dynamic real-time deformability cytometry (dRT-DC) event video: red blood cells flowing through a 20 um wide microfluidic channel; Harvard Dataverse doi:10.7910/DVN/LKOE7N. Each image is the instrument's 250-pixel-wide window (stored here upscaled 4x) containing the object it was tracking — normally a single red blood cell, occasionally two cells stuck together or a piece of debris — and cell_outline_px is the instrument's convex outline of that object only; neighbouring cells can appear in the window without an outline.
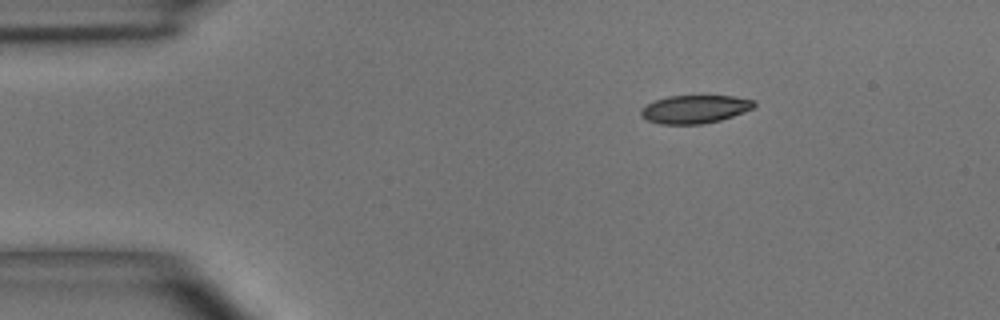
{"species": "common noctule bat (a hibernating species)", "species_latin": "Nyctalus noctula", "temperature_condition": "room temperature", "stored_images_in_passage": 2, "camera_frame_rate_fps": 3000, "um_per_image_px": 0.085, "animal": {"sex": "male", "body_mass_g": 15.6}, "frame": {"image": 1, "passage_image": 1, "time_ms": 0.0, "image_size_px": [1000, 320], "cell_outline_px": [[756, 104], [752, 108], [732, 116], [720, 120], [700, 124], [660, 124], [648, 120], [640, 116], [640, 108], [644, 104], [668, 96], [732, 96], [756, 100]], "centroid_in_image_um": [59.01, 9.27], "position_along_channel_um": 26.0, "area_um2": 18.55}}